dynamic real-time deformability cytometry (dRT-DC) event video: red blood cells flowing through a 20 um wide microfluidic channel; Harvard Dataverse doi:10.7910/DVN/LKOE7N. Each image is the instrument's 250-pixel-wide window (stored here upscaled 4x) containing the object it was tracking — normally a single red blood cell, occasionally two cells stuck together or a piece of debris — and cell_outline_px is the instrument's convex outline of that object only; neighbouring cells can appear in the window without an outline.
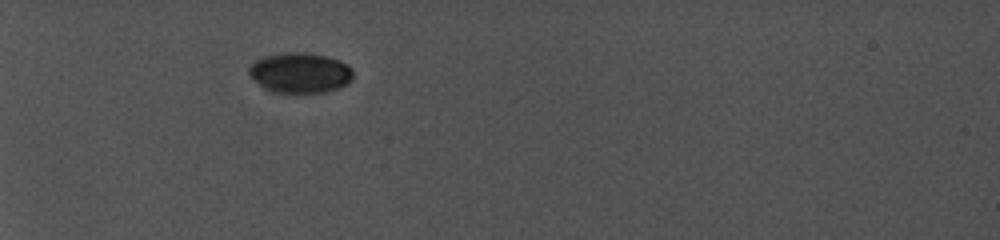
{"species": "common noctule bat (a hibernating species)", "species_latin": "Nyctalus noctula", "temperature_condition": "cold", "stored_images_in_passage": 28, "camera_frame_rate_fps": 5000, "um_per_image_px": 0.085, "animal": {"sex": "female", "body_mass_g": 19.0, "forearm_length_mm": 56.7}, "frame": {"image": 1, "passage_image": 1, "time_ms": 0.0, "image_size_px": [1000, 240], "cell_outline_px": [[352, 80], [348, 84], [340, 88], [324, 92], [272, 92], [264, 88], [248, 72], [248, 68], [256, 60], [268, 56], [300, 52], [304, 52], [324, 56], [340, 60], [352, 68]], "centroid_in_image_um": [25.56, 6.2], "position_along_channel_um": 59.4, "area_um2": 23.99}}
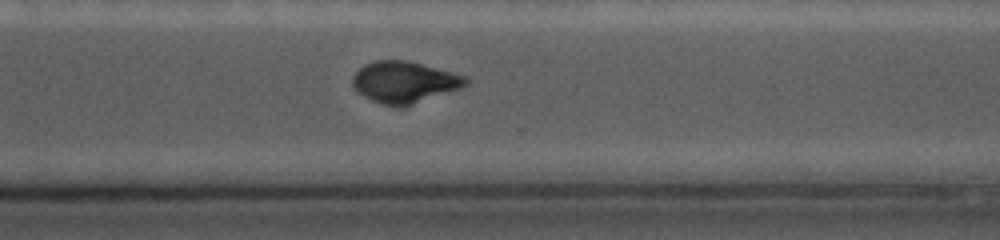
{"frame": {"image": 2, "passage_image": 22, "time_ms": 8.2, "image_size_px": [1000, 240], "cell_outline_px": [[468, 84], [464, 88], [404, 108], [400, 108], [380, 104], [364, 96], [352, 84], [352, 76], [364, 64], [376, 60], [408, 60], [468, 76]], "centroid_in_image_um": [34.44, 7.0], "position_along_channel_um": 336.2, "area_um2": 27.98}}
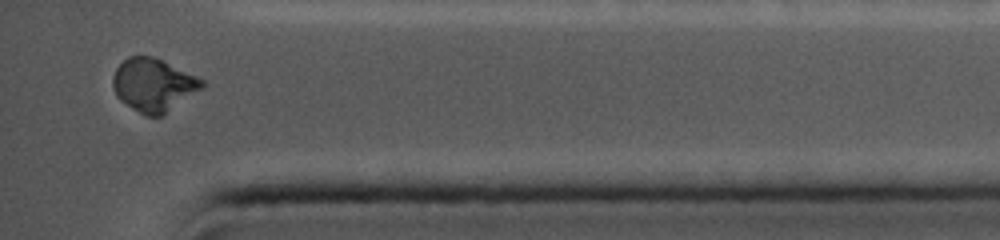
{"frame": {"image": 3, "passage_image": 28, "time_ms": 10.4, "image_size_px": [1000, 240], "cell_outline_px": [[204, 84], [200, 88], [160, 116], [144, 116], [120, 100], [116, 96], [112, 88], [112, 76], [116, 68], [128, 56], [152, 56], [204, 80]], "centroid_in_image_um": [12.96, 7.21], "position_along_channel_um": 422.2, "area_um2": 26.88}, "authors_computed_cell_mechanics": {"area_um2": 27.6862, "velocity_mm_per_s": 3.8954, "shape_relaxation_time_tau1_ms": 4.6842, "shape_relaxation_time_tau2_ms": null, "deformation_change_tau1": 0.1533, "deformation_change_tau2": null}}